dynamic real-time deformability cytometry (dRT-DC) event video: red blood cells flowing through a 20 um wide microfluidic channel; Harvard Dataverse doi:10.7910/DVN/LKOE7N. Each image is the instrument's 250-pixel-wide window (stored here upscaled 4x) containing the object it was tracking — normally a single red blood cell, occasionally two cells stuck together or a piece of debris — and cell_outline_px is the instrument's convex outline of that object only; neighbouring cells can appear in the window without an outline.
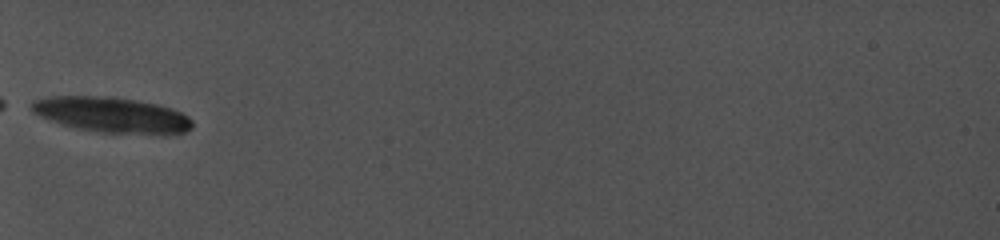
{"species": "common noctule bat (a hibernating species)", "species_latin": "Nyctalus noctula", "temperature_condition": "cold", "stored_images_in_passage": 1, "camera_frame_rate_fps": 5000, "um_per_image_px": 0.085, "animal": {"sex": "female", "body_mass_g": 19.0, "forearm_length_mm": 56.7}, "frame": {"image": 1, "passage_image": 1, "time_ms": 0.0, "image_size_px": [1000, 240], "cell_outline_px": [[192, 128], [184, 132], [164, 136], [96, 132], [76, 128], [40, 116], [32, 112], [32, 104], [36, 100], [52, 96], [92, 96], [136, 100], [156, 104], [180, 112], [192, 120]], "centroid_in_image_um": [9.57, 9.8], "position_along_channel_um": 75.4, "area_um2": 33.12}}